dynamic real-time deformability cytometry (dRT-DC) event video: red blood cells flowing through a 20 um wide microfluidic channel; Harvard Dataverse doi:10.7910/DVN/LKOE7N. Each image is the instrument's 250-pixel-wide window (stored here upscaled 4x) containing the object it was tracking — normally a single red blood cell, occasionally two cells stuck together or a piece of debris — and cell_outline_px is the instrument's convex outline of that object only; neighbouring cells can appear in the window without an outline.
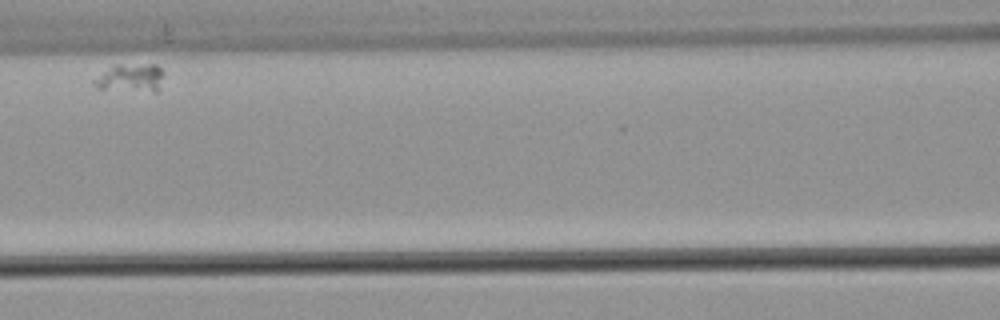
{"species": "common noctule bat (a hibernating species)", "species_latin": "Nyctalus noctula", "temperature_condition": "warm", "stored_images_in_passage": 5, "camera_frame_rate_fps": 3000, "um_per_image_px": 0.085, "animal": {"sex": "male", "body_mass_g": 21.5, "forearm_length_mm": 52.0}, "frame": {"image": 1, "passage_image": 3, "time_ms": 0.667, "image_size_px": [1000, 320], "cell_outline_px": [[164, 72], [156, 92], [96, 88], [92, 80], [112, 64], [156, 64]], "centroid_in_image_um": [11.07, 6.59], "position_along_channel_um": 155.5, "area_um2": 11.5}}